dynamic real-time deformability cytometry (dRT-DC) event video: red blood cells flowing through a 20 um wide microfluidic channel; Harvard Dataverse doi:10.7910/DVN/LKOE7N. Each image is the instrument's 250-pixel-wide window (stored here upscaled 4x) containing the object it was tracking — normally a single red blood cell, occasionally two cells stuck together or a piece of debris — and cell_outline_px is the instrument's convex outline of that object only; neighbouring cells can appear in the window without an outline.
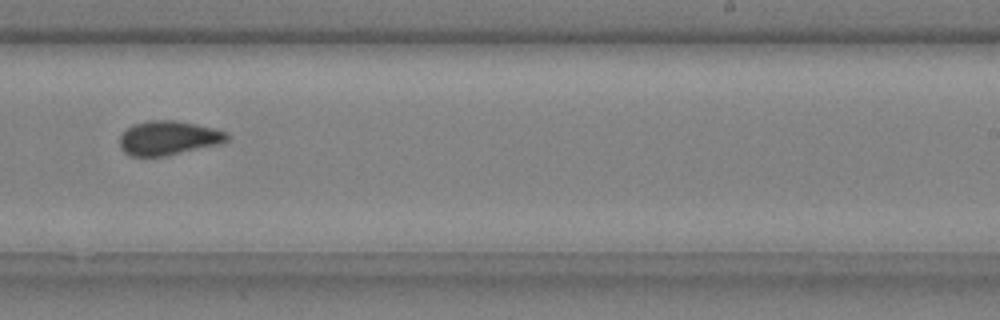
{"species": "common noctule bat (a hibernating species)", "species_latin": "Nyctalus noctula", "temperature_condition": "cold", "stored_images_in_passage": 12, "camera_frame_rate_fps": 3000, "um_per_image_px": 0.085, "animal": {"sex": "male", "body_mass_g": 20.4}, "frame": {"image": 1, "passage_image": 9, "time_ms": 2.667, "image_size_px": [1000, 320], "cell_outline_px": [[228, 140], [224, 144], [164, 156], [132, 156], [124, 152], [120, 148], [120, 136], [132, 124], [148, 120], [176, 120], [216, 128], [228, 132]], "centroid_in_image_um": [14.36, 11.72], "position_along_channel_um": 274.6, "area_um2": 21.68}}
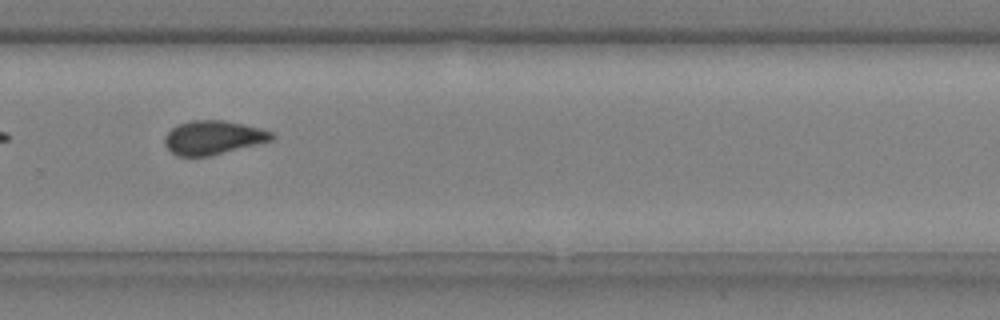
{"frame": {"image": 2, "passage_image": 10, "time_ms": 3.0, "image_size_px": [1000, 320], "cell_outline_px": [[276, 136], [272, 140], [212, 156], [176, 156], [164, 144], [164, 136], [176, 124], [192, 120], [224, 120], [260, 128], [272, 132]], "centroid_in_image_um": [18.1, 11.69], "position_along_channel_um": 311.7, "area_um2": 21.21}}